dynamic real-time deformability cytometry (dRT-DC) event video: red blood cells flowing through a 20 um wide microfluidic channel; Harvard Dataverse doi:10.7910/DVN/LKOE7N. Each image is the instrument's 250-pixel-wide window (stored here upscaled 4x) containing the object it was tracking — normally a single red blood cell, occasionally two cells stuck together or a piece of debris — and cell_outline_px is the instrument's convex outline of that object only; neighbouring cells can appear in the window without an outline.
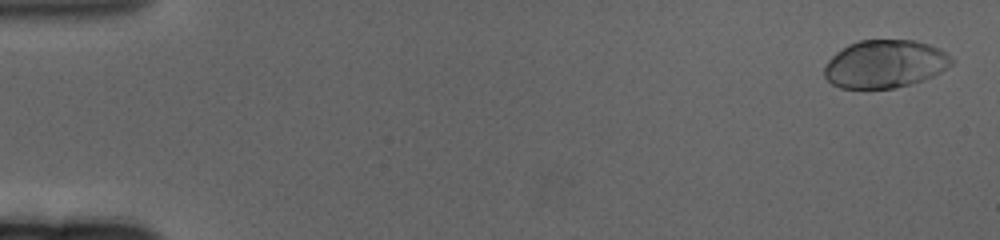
{"species": "human", "species_latin": "Homo sapiens", "temperature_condition": "cold", "stored_images_in_passage": 63, "camera_frame_rate_fps": 3000, "um_per_image_px": 0.085, "donor": {"sex": "female"}, "frame": {"image": 1, "passage_image": 2, "time_ms": 0.333, "image_size_px": [1000, 240], "cell_outline_px": [[952, 64], [940, 72], [924, 80], [896, 88], [840, 88], [832, 84], [824, 76], [824, 68], [828, 60], [836, 52], [848, 44], [860, 40], [916, 40], [940, 48], [952, 60]], "centroid_in_image_um": [75.2, 5.43], "position_along_channel_um": 9.8, "area_um2": 35.49}}
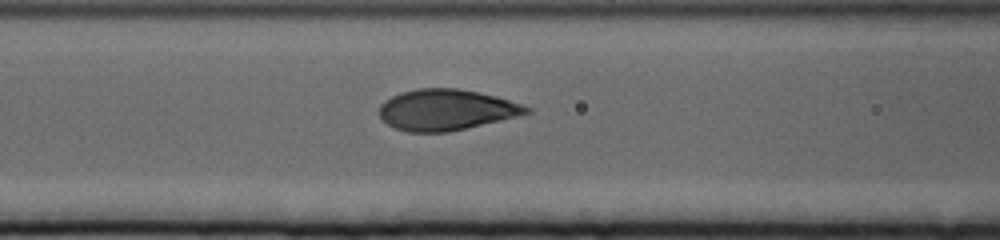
{"frame": {"image": 2, "passage_image": 27, "time_ms": 8.667, "image_size_px": [1000, 240], "cell_outline_px": [[532, 112], [520, 116], [448, 132], [408, 132], [396, 128], [388, 124], [380, 116], [380, 104], [384, 100], [392, 96], [416, 88], [456, 88], [496, 96], [524, 104], [532, 108]], "centroid_in_image_um": [37.97, 9.33], "position_along_channel_um": 128.6, "area_um2": 35.08}}
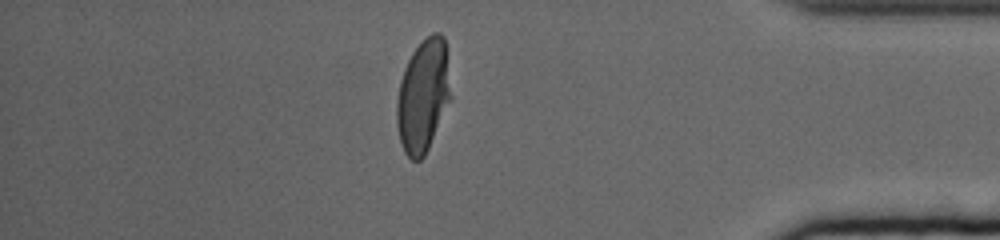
{"frame": {"image": 3, "passage_image": 55, "time_ms": 18.0, "image_size_px": [1000, 240], "cell_outline_px": [[452, 100], [424, 156], [420, 160], [412, 160], [404, 152], [400, 140], [396, 124], [396, 104], [400, 80], [404, 68], [412, 52], [432, 32], [440, 32], [444, 36], [452, 96]], "centroid_in_image_um": [35.98, 8.15], "position_along_channel_um": 399.2, "area_um2": 35.78}, "authors_computed_cell_mechanics": {"area_um2": 35.7782, "velocity_mm_per_s": 3.2274, "shape_relaxation_time_tau1_ms": 4.7361, "shape_relaxation_time_tau2_ms": null, "deformation_change_tau1": 0.2095, "deformation_change_tau2": null}}